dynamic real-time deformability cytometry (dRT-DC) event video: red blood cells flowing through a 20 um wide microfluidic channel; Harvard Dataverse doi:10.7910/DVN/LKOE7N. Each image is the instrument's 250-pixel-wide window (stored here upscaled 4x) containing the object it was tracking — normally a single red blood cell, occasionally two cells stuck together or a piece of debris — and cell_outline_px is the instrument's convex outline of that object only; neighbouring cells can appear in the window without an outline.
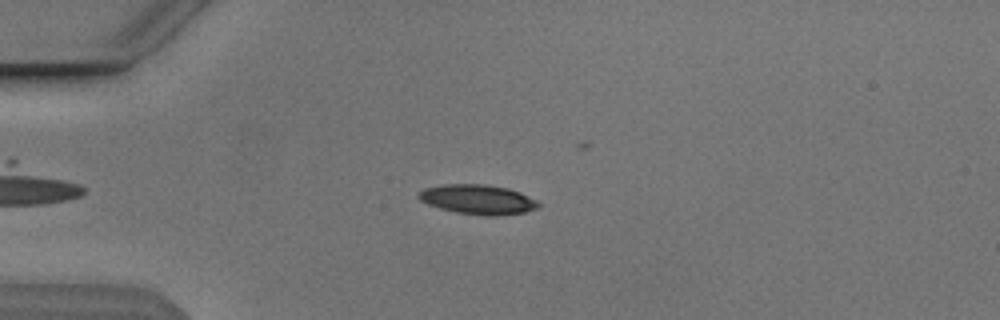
{"species": "Egyptian fruit bat (a non-hibernating species)", "species_latin": "Rousettus aegyptiacus", "temperature_condition": "cold", "stored_images_in_passage": 34, "camera_frame_rate_fps": 3000, "um_per_image_px": 0.085, "animal": {"sex": "male"}, "frame": {"image": 1, "passage_image": 12, "time_ms": 3.667, "image_size_px": [1000, 320], "cell_outline_px": [[540, 208], [524, 212], [496, 216], [484, 216], [456, 212], [440, 208], [428, 204], [420, 200], [416, 196], [424, 188], [444, 184], [484, 184], [508, 188], [520, 192], [536, 200], [540, 204]], "centroid_in_image_um": [40.63, 16.95], "position_along_channel_um": 44.4, "area_um2": 20.75}}
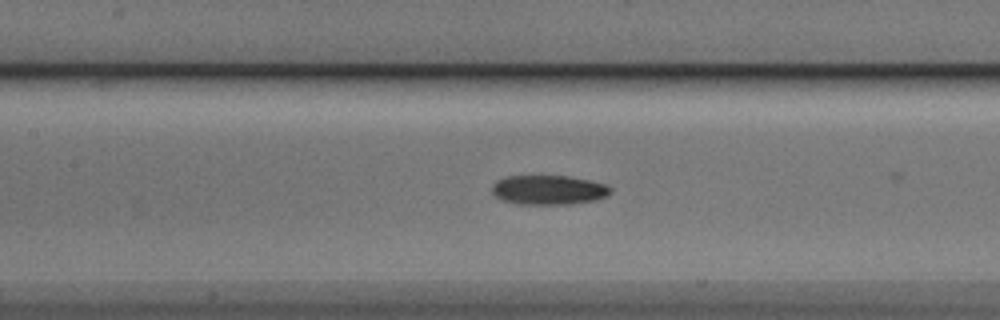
{"frame": {"image": 2, "passage_image": 23, "time_ms": 7.333, "image_size_px": [1000, 320], "cell_outline_px": [[612, 192], [608, 196], [596, 200], [568, 204], [520, 204], [500, 200], [492, 192], [492, 184], [496, 180], [504, 176], [568, 176], [608, 184], [612, 188]], "centroid_in_image_um": [46.64, 16.14], "position_along_channel_um": 160.8, "area_um2": 20.58}}
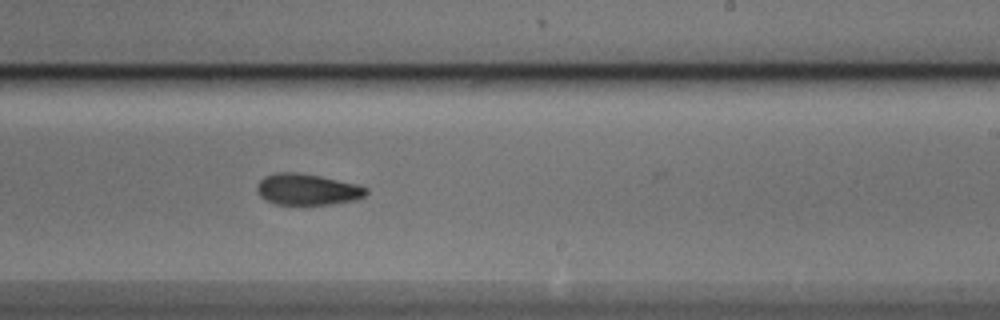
{"frame": {"image": 3, "passage_image": 31, "time_ms": 10.0, "image_size_px": [1000, 320], "cell_outline_px": [[368, 192], [364, 196], [356, 200], [328, 204], [276, 204], [260, 196], [256, 192], [256, 184], [264, 176], [276, 172], [296, 172], [320, 176], [356, 184], [368, 188]], "centroid_in_image_um": [26.1, 16.09], "position_along_channel_um": 262.9, "area_um2": 19.83}}